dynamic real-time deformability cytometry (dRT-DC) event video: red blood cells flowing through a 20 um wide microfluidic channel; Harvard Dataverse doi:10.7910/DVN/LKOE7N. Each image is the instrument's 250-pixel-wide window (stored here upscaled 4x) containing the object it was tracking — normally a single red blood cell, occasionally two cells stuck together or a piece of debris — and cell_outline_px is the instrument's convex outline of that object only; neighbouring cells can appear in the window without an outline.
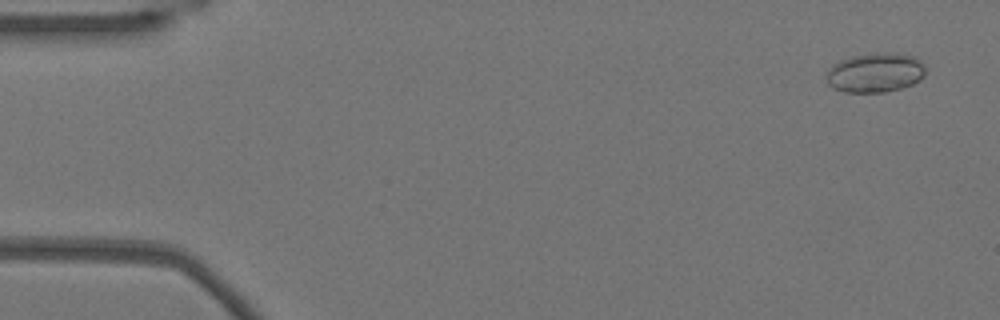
{"species": "Egyptian fruit bat (a non-hibernating species)", "species_latin": "Rousettus aegyptiacus", "temperature_condition": "warm", "stored_images_in_passage": 50, "camera_frame_rate_fps": 3000, "um_per_image_px": 0.085, "animal": {"sex": "female"}, "frame": {"image": 1, "passage_image": 3, "time_ms": 0.667, "image_size_px": [1000, 320], "cell_outline_px": [[924, 76], [920, 80], [912, 84], [900, 88], [884, 92], [844, 92], [832, 88], [828, 84], [828, 68], [832, 64], [840, 60], [852, 56], [876, 52], [896, 52], [916, 56], [924, 64]], "centroid_in_image_um": [74.41, 6.15], "position_along_channel_um": 10.6, "area_um2": 23.06}}
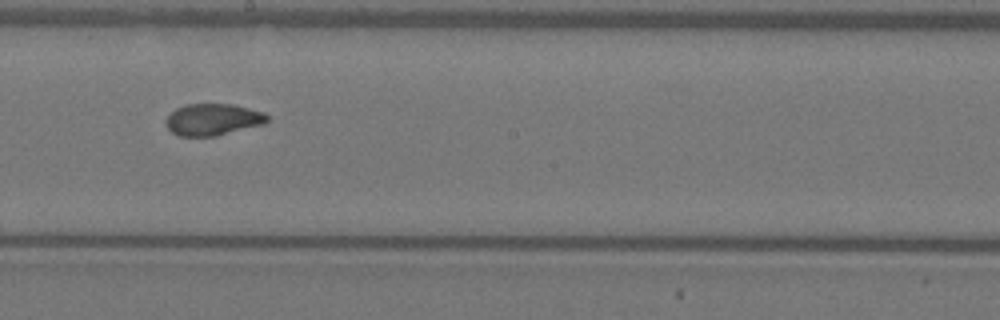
{"frame": {"image": 2, "passage_image": 30, "time_ms": 9.667, "image_size_px": [1000, 320], "cell_outline_px": [[268, 120], [264, 124], [216, 136], [180, 136], [172, 132], [168, 128], [168, 116], [176, 108], [188, 104], [232, 104], [264, 112], [268, 116]], "centroid_in_image_um": [18.13, 10.16], "position_along_channel_um": 230.1, "area_um2": 18.5}}
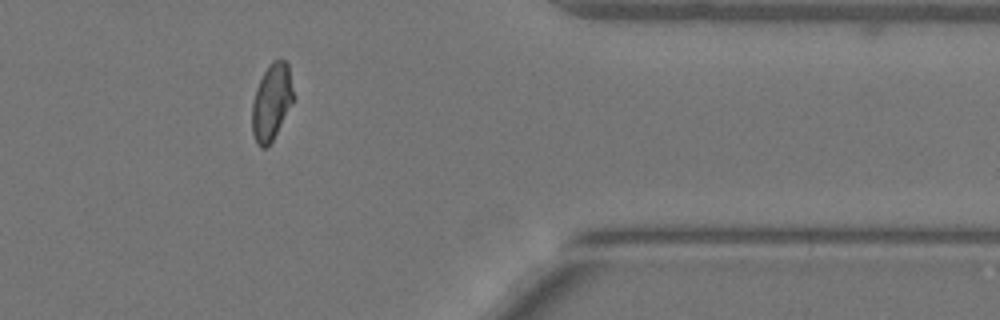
{"frame": {"image": 3, "passage_image": 44, "time_ms": 14.333, "image_size_px": [1000, 320], "cell_outline_px": [[292, 104], [272, 140], [264, 148], [260, 148], [256, 144], [252, 132], [252, 104], [256, 88], [268, 64], [272, 60], [280, 56], [288, 64], [292, 88]], "centroid_in_image_um": [23.06, 8.63], "position_along_channel_um": 388.3, "area_um2": 18.26}}